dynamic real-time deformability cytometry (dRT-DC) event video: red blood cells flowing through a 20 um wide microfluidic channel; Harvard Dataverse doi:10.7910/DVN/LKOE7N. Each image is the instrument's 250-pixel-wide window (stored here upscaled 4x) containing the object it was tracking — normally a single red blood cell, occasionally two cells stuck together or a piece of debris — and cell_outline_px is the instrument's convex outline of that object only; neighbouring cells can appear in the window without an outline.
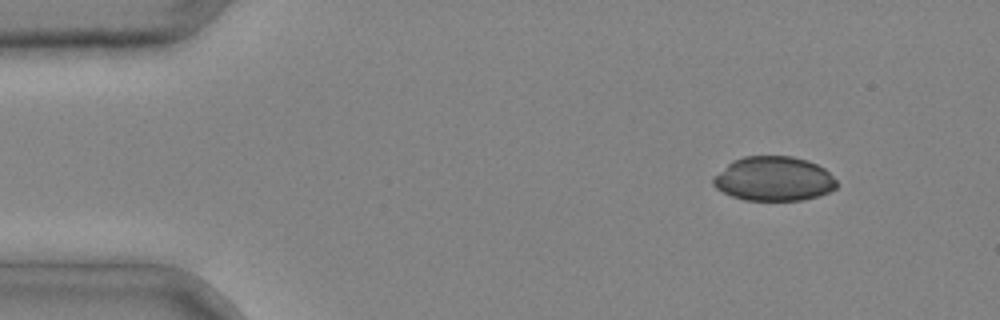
{"species": "common noctule bat (a hibernating species)", "species_latin": "Nyctalus noctula", "temperature_condition": "cold", "stored_images_in_passage": 3, "camera_frame_rate_fps": 3000, "um_per_image_px": 0.085, "animal": {"sex": "male", "body_mass_g": 20.4}, "frame": {"image": 1, "passage_image": 1, "time_ms": 0.0, "image_size_px": [1000, 320], "cell_outline_px": [[836, 188], [820, 196], [804, 200], [744, 200], [732, 196], [716, 188], [712, 184], [712, 176], [732, 160], [744, 156], [792, 156], [808, 160], [824, 168], [836, 180]], "centroid_in_image_um": [65.75, 15.19], "position_along_channel_um": 19.3, "area_um2": 32.14}}